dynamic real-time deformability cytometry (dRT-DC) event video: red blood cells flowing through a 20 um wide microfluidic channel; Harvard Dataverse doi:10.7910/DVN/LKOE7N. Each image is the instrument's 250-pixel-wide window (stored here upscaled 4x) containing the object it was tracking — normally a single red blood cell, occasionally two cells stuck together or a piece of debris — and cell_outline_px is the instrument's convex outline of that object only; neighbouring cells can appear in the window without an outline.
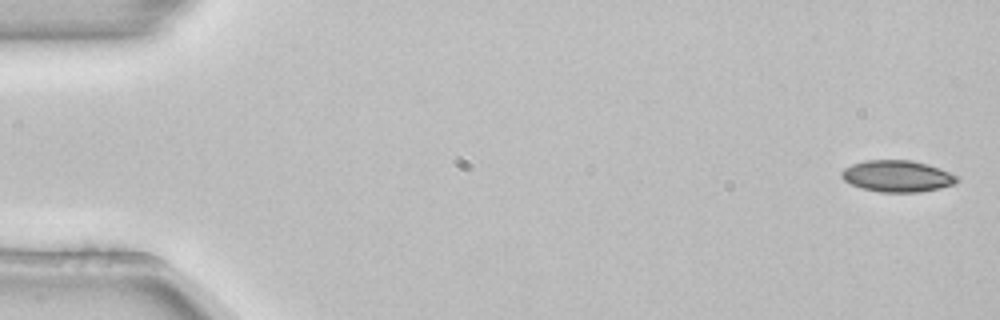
{"species": "common noctule bat (a hibernating species)", "species_latin": "Nyctalus noctula", "temperature_condition": "room temperature", "stored_images_in_passage": 4, "camera_frame_rate_fps": 3000, "um_per_image_px": 0.085, "animal": {"sex": "female", "body_mass_g": 22.7, "forearm_length_mm": 54.2}, "frame": {"image": 1, "passage_image": 1, "time_ms": 0.0, "image_size_px": [1000, 320], "cell_outline_px": [[960, 180], [956, 184], [940, 188], [920, 192], [880, 192], [864, 188], [852, 184], [844, 180], [840, 176], [840, 172], [844, 168], [852, 164], [864, 160], [908, 160], [928, 164], [940, 168], [956, 176]], "centroid_in_image_um": [76.27, 14.97], "position_along_channel_um": 8.7, "area_um2": 21.21}}
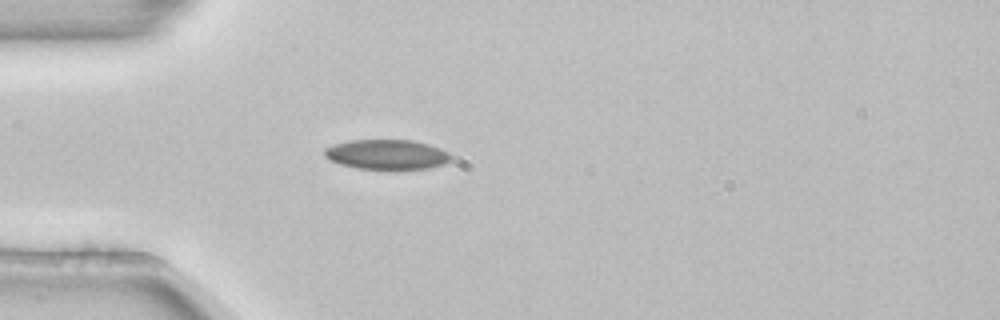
{"frame": {"image": 2, "passage_image": 4, "time_ms": 1.0, "image_size_px": [1000, 320], "cell_outline_px": [[452, 160], [444, 164], [428, 168], [356, 168], [340, 164], [328, 160], [324, 156], [324, 148], [336, 144], [352, 140], [412, 140], [428, 144], [440, 148], [448, 152], [452, 156]], "centroid_in_image_um": [32.88, 13.12], "position_along_channel_um": 52.1, "area_um2": 21.79}}